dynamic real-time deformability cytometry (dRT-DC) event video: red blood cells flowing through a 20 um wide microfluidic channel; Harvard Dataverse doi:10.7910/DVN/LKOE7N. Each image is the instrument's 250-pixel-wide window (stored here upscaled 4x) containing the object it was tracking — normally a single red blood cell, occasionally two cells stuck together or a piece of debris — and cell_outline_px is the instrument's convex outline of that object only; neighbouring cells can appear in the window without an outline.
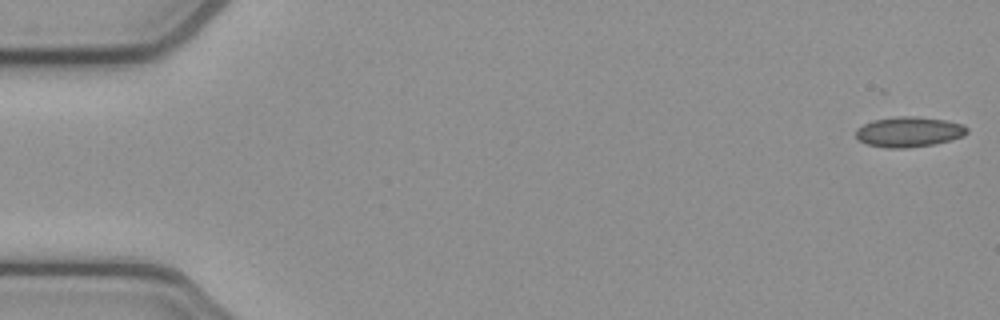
{"species": "common noctule bat (a hibernating species)", "species_latin": "Nyctalus noctula", "temperature_condition": "cold", "stored_images_in_passage": 53, "camera_frame_rate_fps": 3000, "um_per_image_px": 0.085, "animal": {"sex": "female", "body_mass_g": 21.9}, "frame": {"image": 1, "passage_image": 1, "time_ms": 0.0, "image_size_px": [1000, 320], "cell_outline_px": [[968, 132], [964, 136], [952, 140], [936, 144], [908, 148], [884, 148], [868, 144], [860, 140], [856, 136], [856, 128], [872, 120], [896, 116], [912, 116], [948, 120], [964, 124], [968, 128]], "centroid_in_image_um": [77.3, 11.21], "position_along_channel_um": 7.7, "area_um2": 19.88}}
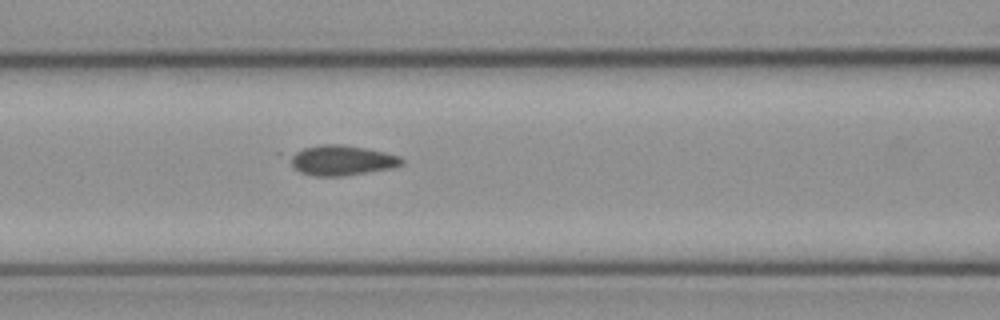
{"frame": {"image": 2, "passage_image": 22, "time_ms": 7.0, "image_size_px": [1000, 320], "cell_outline_px": [[404, 164], [392, 168], [344, 176], [316, 176], [300, 172], [276, 152], [324, 144], [340, 144], [364, 148], [384, 152], [400, 156], [404, 160]], "centroid_in_image_um": [28.84, 13.6], "position_along_channel_um": 137.8, "area_um2": 20.52}}
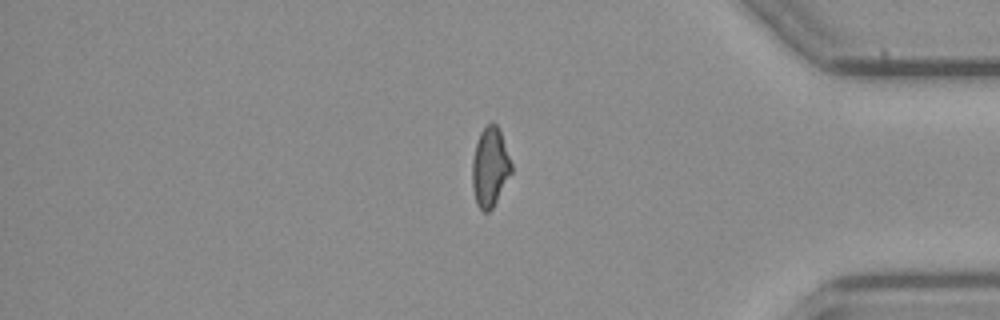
{"frame": {"image": 3, "passage_image": 44, "time_ms": 14.333, "image_size_px": [1000, 320], "cell_outline_px": [[512, 172], [492, 208], [488, 212], [484, 212], [476, 204], [472, 188], [472, 160], [476, 144], [480, 132], [492, 120], [496, 124], [500, 132], [512, 164]], "centroid_in_image_um": [41.64, 14.21], "position_along_channel_um": 393.6, "area_um2": 17.98}, "authors_computed_cell_mechanics": {"area_um2": 19.074, "velocity_mm_per_s": 3.8599, "shape_relaxation_time_tau1_ms": null, "shape_relaxation_time_tau2_ms": 4.0711, "deformation_change_tau1": null, "deformation_change_tau2": 0.0674}}